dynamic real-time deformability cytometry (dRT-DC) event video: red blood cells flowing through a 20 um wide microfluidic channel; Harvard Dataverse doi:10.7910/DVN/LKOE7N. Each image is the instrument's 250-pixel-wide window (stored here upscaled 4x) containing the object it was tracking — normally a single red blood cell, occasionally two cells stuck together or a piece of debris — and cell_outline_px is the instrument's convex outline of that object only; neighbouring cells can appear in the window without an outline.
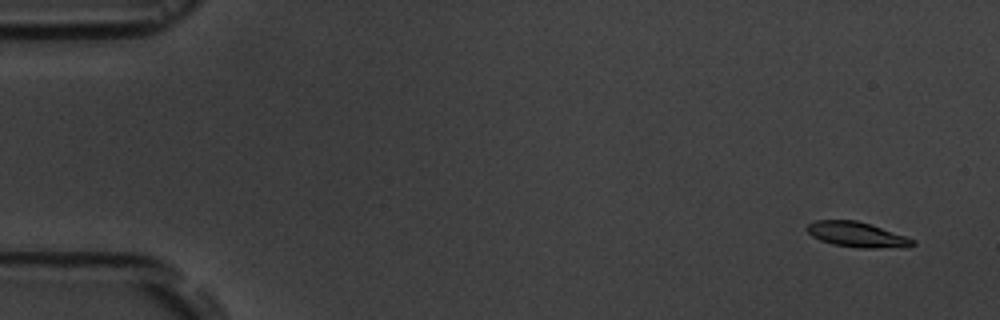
{"species": "common noctule bat (a hibernating species)", "species_latin": "Nyctalus noctula", "temperature_condition": "room temperature", "stored_images_in_passage": 5, "camera_frame_rate_fps": 3000, "um_per_image_px": 0.085, "animal": {"sex": "male", "body_mass_g": 19.5, "forearm_length_mm": 54.6}, "frame": {"image": 1, "passage_image": 1, "time_ms": 0.0, "image_size_px": [1000, 320], "cell_outline_px": [[916, 244], [908, 248], [860, 248], [832, 244], [820, 240], [812, 236], [804, 228], [808, 224], [816, 220], [856, 220], [916, 240]], "centroid_in_image_um": [72.84, 19.96], "position_along_channel_um": 12.2, "area_um2": 15.49}}